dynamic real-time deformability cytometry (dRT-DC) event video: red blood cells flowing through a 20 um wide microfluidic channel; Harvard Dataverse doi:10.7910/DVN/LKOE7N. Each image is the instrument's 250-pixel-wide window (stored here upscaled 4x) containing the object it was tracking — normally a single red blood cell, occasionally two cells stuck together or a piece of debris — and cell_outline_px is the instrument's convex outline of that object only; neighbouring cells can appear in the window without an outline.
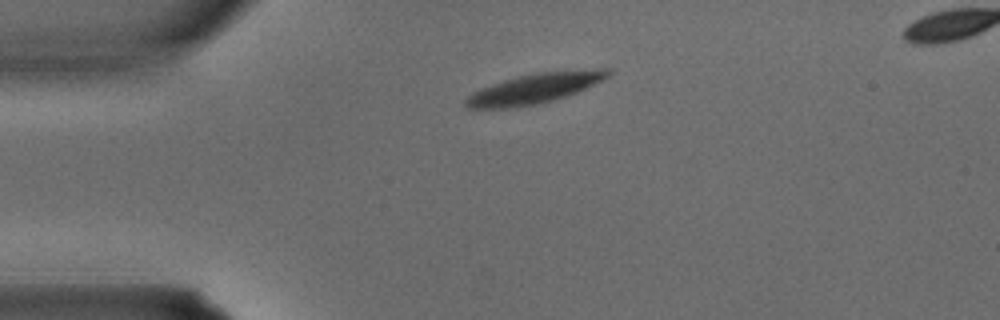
{"species": "common noctule bat (a hibernating species)", "species_latin": "Nyctalus noctula", "temperature_condition": "warm", "stored_images_in_passage": 2, "segment_of_instrument_passage": [1, 2], "camera_frame_rate_fps": 3000, "um_per_image_px": 0.085, "animal": {"sex": "male", "body_mass_g": 15.6}, "frame": {"image": 1, "passage_image": 1, "time_ms": 0.0, "image_size_px": [1000, 320], "cell_outline_px": [[612, 72], [608, 76], [568, 96], [536, 104], [516, 108], [468, 108], [464, 104], [464, 100], [472, 92], [492, 84], [516, 76], [536, 72], [596, 68], [612, 68]], "centroid_in_image_um": [45.44, 7.5], "position_along_channel_um": 39.6, "area_um2": 24.91}}